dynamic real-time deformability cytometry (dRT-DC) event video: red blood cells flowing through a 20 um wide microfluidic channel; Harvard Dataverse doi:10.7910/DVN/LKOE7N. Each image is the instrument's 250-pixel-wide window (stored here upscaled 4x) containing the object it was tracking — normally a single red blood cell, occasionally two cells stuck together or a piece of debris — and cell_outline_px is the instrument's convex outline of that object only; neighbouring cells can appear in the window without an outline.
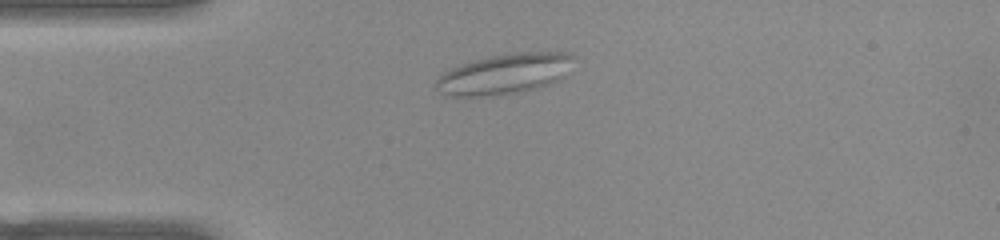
{"species": "common noctule bat (a hibernating species)", "species_latin": "Nyctalus noctula", "temperature_condition": "warm", "stored_images_in_passage": 45, "camera_frame_rate_fps": 3000, "um_per_image_px": 0.085, "animal": {"sex": "female", "body_mass_g": 22.0, "forearm_length_mm": 56.7}, "frame": {"image": 1, "passage_image": 6, "time_ms": 1.667, "image_size_px": [1000, 240], "cell_outline_px": [[576, 56], [564, 76], [560, 80], [524, 92], [496, 96], [444, 96], [436, 88], [436, 80], [444, 72], [460, 64], [488, 56], [524, 52], [572, 52]], "centroid_in_image_um": [42.9, 6.29], "position_along_channel_um": 42.1, "area_um2": 32.71}}
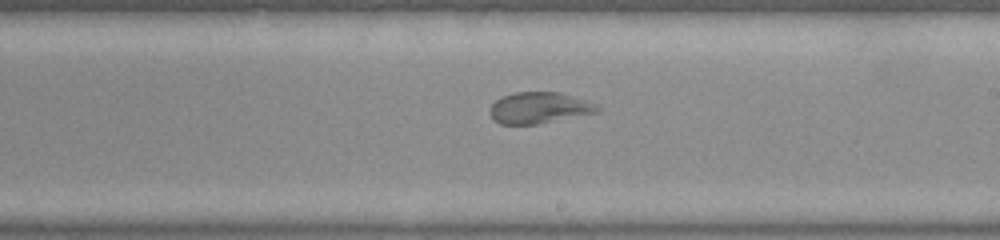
{"frame": {"image": 2, "passage_image": 23, "time_ms": 7.333, "image_size_px": [1000, 240], "cell_outline_px": [[600, 112], [536, 124], [500, 124], [492, 120], [488, 112], [488, 108], [500, 96], [516, 92], [560, 92], [596, 104], [600, 108]], "centroid_in_image_um": [45.77, 9.17], "position_along_channel_um": 243.2, "area_um2": 19.71}}
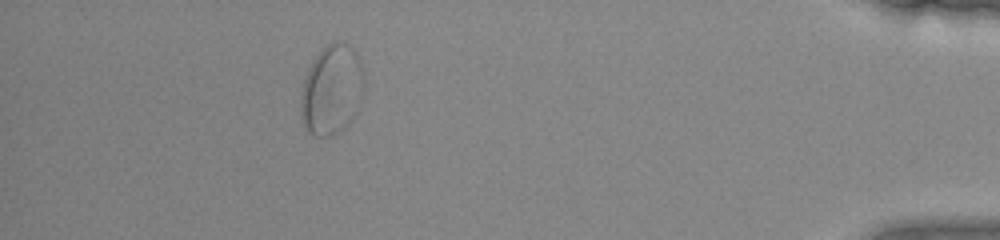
{"frame": {"image": 3, "passage_image": 40, "time_ms": 13.0, "image_size_px": [1000, 240], "cell_outline_px": [[364, 88], [344, 128], [328, 136], [316, 136], [308, 132], [304, 128], [300, 112], [300, 92], [308, 68], [316, 56], [328, 44], [348, 44], [356, 52], [360, 60], [364, 72]], "centroid_in_image_um": [28.15, 7.63], "position_along_channel_um": 407.1, "area_um2": 32.43}}